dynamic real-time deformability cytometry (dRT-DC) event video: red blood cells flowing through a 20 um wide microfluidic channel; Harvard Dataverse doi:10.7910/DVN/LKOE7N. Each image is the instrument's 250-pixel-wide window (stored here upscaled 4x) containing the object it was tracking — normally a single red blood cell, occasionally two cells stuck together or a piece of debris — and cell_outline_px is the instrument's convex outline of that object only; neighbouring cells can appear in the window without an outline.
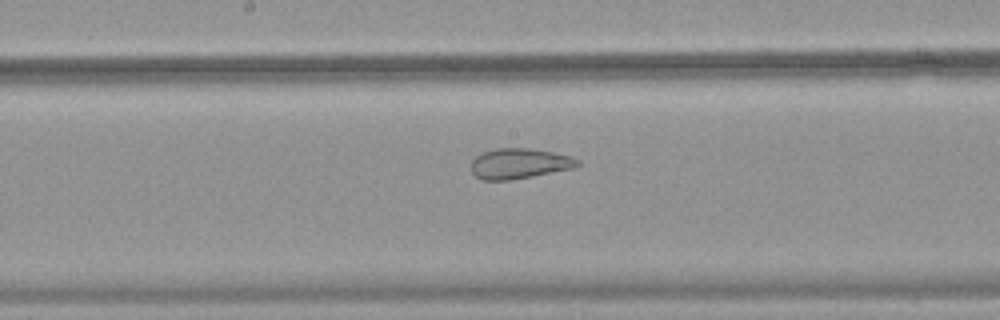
{"species": "common noctule bat (a hibernating species)", "species_latin": "Nyctalus noctula", "temperature_condition": "warm", "stored_images_in_passage": 19, "camera_frame_rate_fps": 3000, "um_per_image_px": 0.085, "animal": {"sex": "female", "body_mass_g": 18.4}, "frame": {"image": 1, "passage_image": 14, "time_ms": 4.333, "image_size_px": [1000, 320], "cell_outline_px": [[580, 164], [576, 168], [512, 180], [480, 180], [472, 172], [472, 160], [476, 156], [484, 152], [496, 148], [528, 148], [552, 152], [572, 156], [580, 160]], "centroid_in_image_um": [44.18, 13.91], "position_along_channel_um": 204.0, "area_um2": 18.96}}